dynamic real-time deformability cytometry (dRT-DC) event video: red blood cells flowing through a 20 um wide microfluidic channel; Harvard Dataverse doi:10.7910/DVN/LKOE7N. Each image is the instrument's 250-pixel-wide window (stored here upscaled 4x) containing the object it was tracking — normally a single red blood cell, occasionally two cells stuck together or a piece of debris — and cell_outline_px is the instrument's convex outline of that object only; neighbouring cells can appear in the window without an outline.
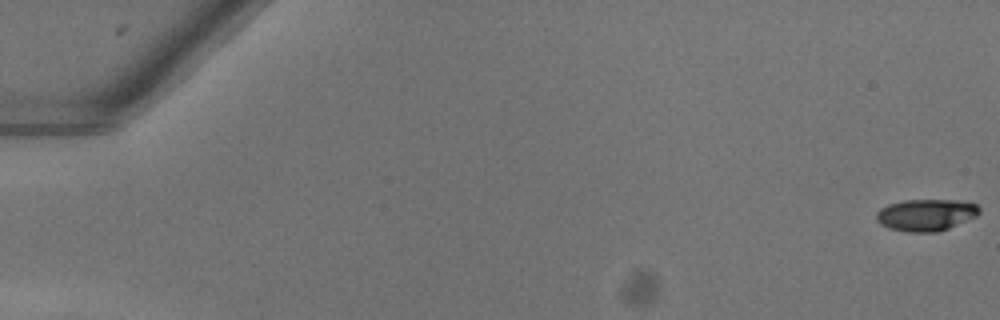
{"species": "common noctule bat (a hibernating species)", "species_latin": "Nyctalus noctula", "temperature_condition": "warm", "stored_images_in_passage": 54, "camera_frame_rate_fps": 3000, "um_per_image_px": 0.085, "animal": {"sex": "female"}, "frame": {"image": 1, "passage_image": 1, "time_ms": 0.0, "image_size_px": [1000, 320], "cell_outline_px": [[980, 212], [976, 216], [948, 228], [936, 232], [908, 232], [888, 228], [880, 224], [876, 220], [876, 212], [880, 208], [888, 204], [904, 200], [960, 200], [976, 204], [980, 208]], "centroid_in_image_um": [78.68, 18.26], "position_along_channel_um": 6.3, "area_um2": 19.13}}
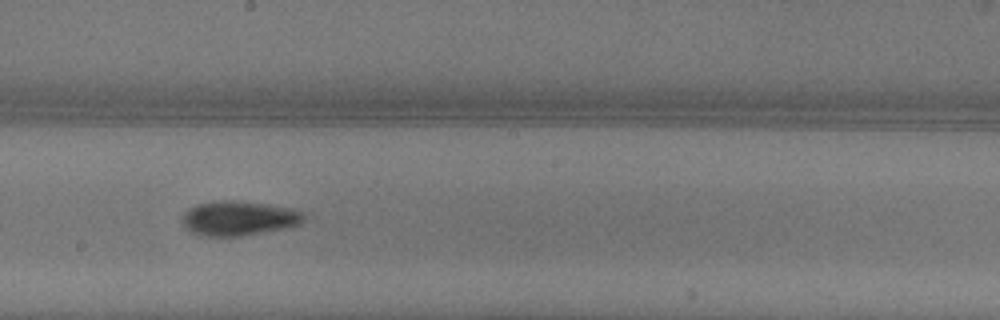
{"frame": {"image": 2, "passage_image": 31, "time_ms": 10.0, "image_size_px": [1000, 320], "cell_outline_px": [[304, 220], [300, 224], [288, 228], [244, 236], [208, 236], [192, 232], [184, 228], [184, 212], [196, 204], [220, 200], [232, 200], [264, 204], [292, 208], [300, 212], [304, 216]], "centroid_in_image_um": [20.31, 18.56], "position_along_channel_um": 227.9, "area_um2": 24.39}}
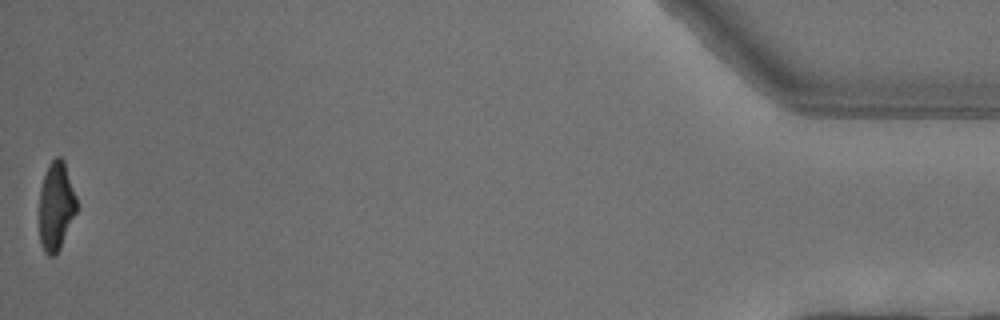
{"frame": {"image": 3, "passage_image": 53, "time_ms": 17.333, "image_size_px": [1000, 320], "cell_outline_px": [[76, 212], [60, 248], [56, 256], [48, 256], [44, 252], [40, 240], [40, 188], [48, 164], [56, 156], [60, 156], [64, 160], [76, 196]], "centroid_in_image_um": [4.76, 17.52], "position_along_channel_um": 430.4, "area_um2": 19.19}}